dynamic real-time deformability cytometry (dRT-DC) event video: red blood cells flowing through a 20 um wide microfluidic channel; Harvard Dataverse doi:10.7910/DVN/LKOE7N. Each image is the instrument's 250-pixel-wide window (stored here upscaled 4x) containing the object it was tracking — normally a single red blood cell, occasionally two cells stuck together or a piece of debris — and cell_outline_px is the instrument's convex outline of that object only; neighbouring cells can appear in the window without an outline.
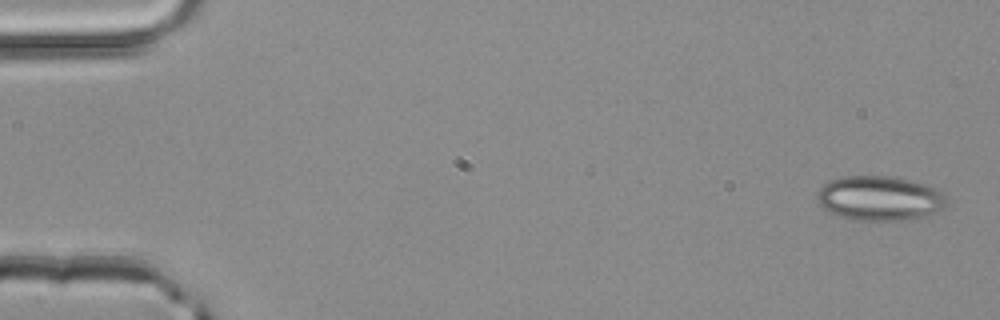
{"species": "common noctule bat (a hibernating species)", "species_latin": "Nyctalus noctula", "temperature_condition": "room temperature", "stored_images_in_passage": 3, "camera_frame_rate_fps": 3000, "um_per_image_px": 0.085, "animal": {"sex": "male", "body_mass_g": 20.4}, "frame": {"image": 1, "passage_image": 1, "time_ms": 0.0, "image_size_px": [1000, 320], "cell_outline_px": [[948, 204], [944, 208], [920, 216], [904, 220], [848, 220], [828, 212], [820, 204], [820, 188], [824, 184], [840, 176], [892, 176], [912, 180], [928, 184], [944, 192], [948, 200]], "centroid_in_image_um": [74.81, 16.84], "position_along_channel_um": 10.2, "area_um2": 33.7}}